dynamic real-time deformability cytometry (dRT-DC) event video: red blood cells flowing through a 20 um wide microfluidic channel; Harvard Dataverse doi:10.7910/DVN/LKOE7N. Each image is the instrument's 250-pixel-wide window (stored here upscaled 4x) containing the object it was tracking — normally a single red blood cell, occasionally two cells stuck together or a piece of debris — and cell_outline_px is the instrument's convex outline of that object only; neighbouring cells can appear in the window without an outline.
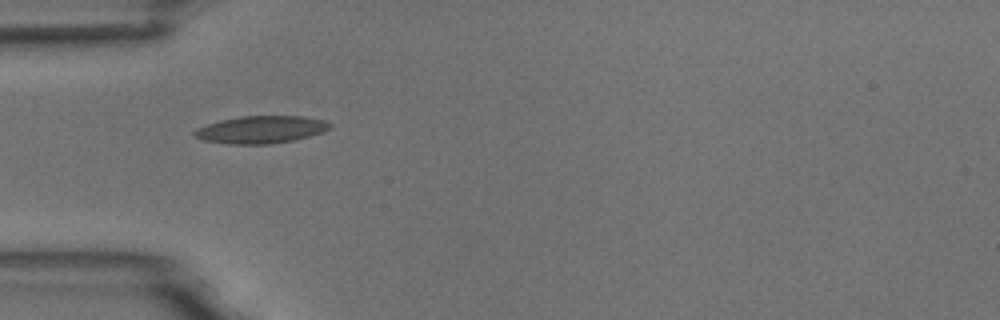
{"species": "common noctule bat (a hibernating species)", "species_latin": "Nyctalus noctula", "temperature_condition": "room temperature", "stored_images_in_passage": 6, "camera_frame_rate_fps": 3000, "um_per_image_px": 0.085, "animal": {"sex": "male", "body_mass_g": 18.8}, "frame": {"image": 1, "passage_image": 5, "time_ms": 5.333, "image_size_px": [1000, 320], "cell_outline_px": [[332, 128], [324, 132], [292, 140], [272, 144], [228, 144], [204, 140], [192, 136], [192, 132], [196, 128], [220, 120], [240, 116], [300, 116], [324, 120], [332, 124]], "centroid_in_image_um": [22.17, 11.01], "position_along_channel_um": 62.8, "area_um2": 21.73}}